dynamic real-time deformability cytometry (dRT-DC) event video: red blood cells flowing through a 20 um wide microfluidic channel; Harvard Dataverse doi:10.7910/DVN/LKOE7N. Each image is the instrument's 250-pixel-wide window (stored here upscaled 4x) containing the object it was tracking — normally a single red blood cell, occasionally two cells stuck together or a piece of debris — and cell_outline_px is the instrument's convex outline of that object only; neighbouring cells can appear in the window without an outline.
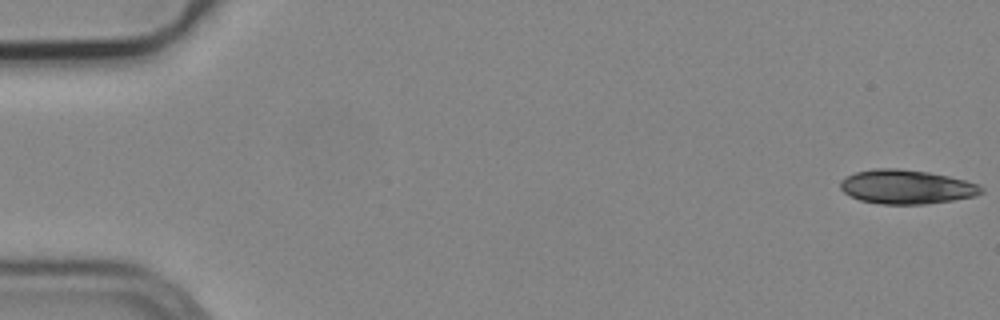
{"species": "common noctule bat (a hibernating species)", "species_latin": "Nyctalus noctula", "temperature_condition": "cold", "stored_images_in_passage": 23, "camera_frame_rate_fps": 3000, "um_per_image_px": 0.085, "animal": {"sex": "male", "body_mass_g": 19.2, "forearm_length_mm": 51.8}, "frame": {"image": 1, "passage_image": 1, "time_ms": 0.0, "image_size_px": [1000, 320], "cell_outline_px": [[984, 192], [976, 196], [952, 200], [924, 204], [884, 204], [860, 200], [844, 192], [840, 188], [840, 180], [856, 172], [876, 168], [896, 168], [928, 172], [948, 176], [980, 184], [984, 188]], "centroid_in_image_um": [77.08, 15.88], "position_along_channel_um": 7.9, "area_um2": 27.92}}